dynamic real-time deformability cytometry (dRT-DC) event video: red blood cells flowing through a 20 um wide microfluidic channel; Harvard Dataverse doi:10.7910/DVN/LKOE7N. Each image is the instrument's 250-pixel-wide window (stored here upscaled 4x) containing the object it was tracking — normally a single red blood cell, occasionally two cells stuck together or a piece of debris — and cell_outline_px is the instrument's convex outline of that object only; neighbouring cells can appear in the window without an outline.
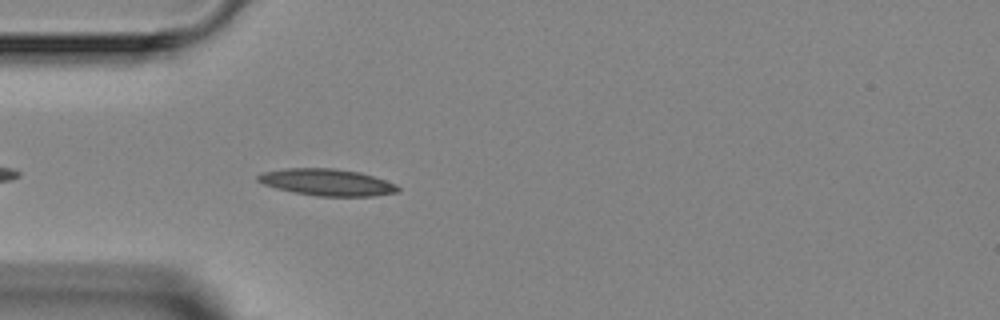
{"species": "Egyptian fruit bat (a non-hibernating species)", "species_latin": "Rousettus aegyptiacus", "temperature_condition": "room temperature", "stored_images_in_passage": 3, "camera_frame_rate_fps": 3000, "um_per_image_px": 0.085, "animal": {"sex": "female"}, "frame": {"image": 1, "passage_image": 3, "time_ms": 2.333, "image_size_px": [1000, 320], "cell_outline_px": [[400, 192], [372, 196], [316, 196], [276, 188], [264, 184], [256, 180], [256, 176], [260, 172], [284, 168], [336, 168], [360, 172], [396, 184], [400, 188]], "centroid_in_image_um": [27.78, 15.48], "position_along_channel_um": 57.2, "area_um2": 21.91}}